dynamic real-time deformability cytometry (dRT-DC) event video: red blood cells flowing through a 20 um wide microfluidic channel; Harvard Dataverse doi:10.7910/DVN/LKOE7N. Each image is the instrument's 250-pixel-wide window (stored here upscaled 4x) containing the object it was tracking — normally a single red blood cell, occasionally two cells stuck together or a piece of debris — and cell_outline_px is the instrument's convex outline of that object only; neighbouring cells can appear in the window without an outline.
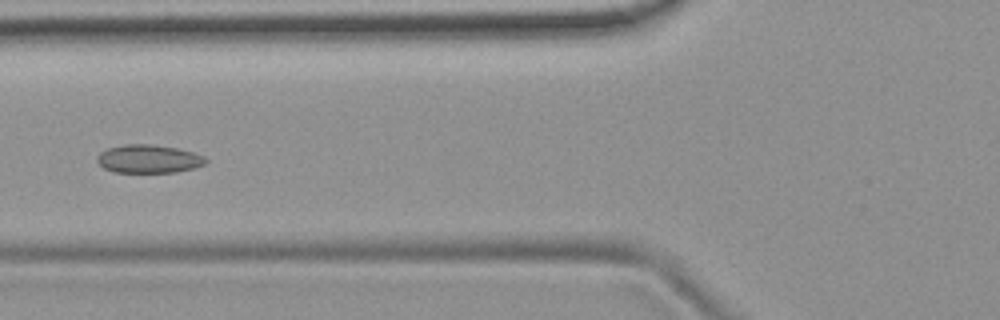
{"species": "common noctule bat (a hibernating species)", "species_latin": "Nyctalus noctula", "temperature_condition": "room temperature", "stored_images_in_passage": 3, "camera_frame_rate_fps": 3000, "um_per_image_px": 0.085, "animal": {"sex": "female", "body_mass_g": 19.9}, "frame": {"image": 1, "passage_image": 3, "time_ms": 2.667, "image_size_px": [1000, 320], "cell_outline_px": [[208, 160], [204, 164], [192, 168], [176, 172], [112, 172], [104, 168], [96, 160], [96, 156], [100, 152], [108, 148], [124, 144], [148, 144], [176, 148], [192, 152], [204, 156]], "centroid_in_image_um": [12.6, 13.5], "position_along_channel_um": 113.2, "area_um2": 17.8}}